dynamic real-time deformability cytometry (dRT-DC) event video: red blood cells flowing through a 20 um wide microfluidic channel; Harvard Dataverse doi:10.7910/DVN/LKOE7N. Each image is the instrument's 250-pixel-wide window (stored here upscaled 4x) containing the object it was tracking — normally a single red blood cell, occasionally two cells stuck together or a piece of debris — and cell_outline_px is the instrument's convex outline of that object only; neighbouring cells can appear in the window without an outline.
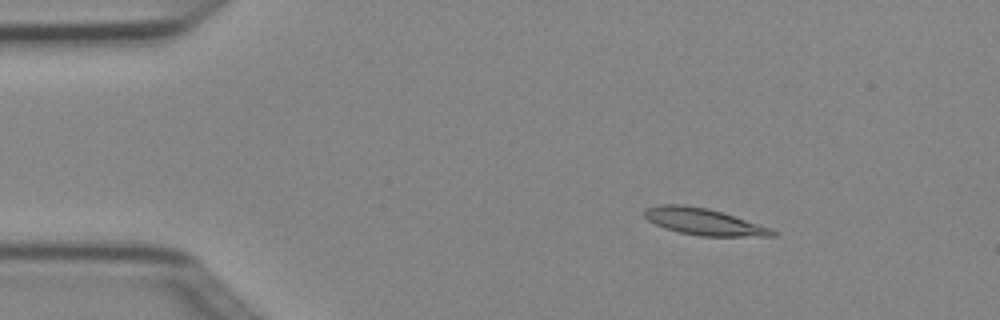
{"species": "Egyptian fruit bat (a non-hibernating species)", "species_latin": "Rousettus aegyptiacus", "temperature_condition": "cold", "stored_images_in_passage": 4, "camera_frame_rate_fps": 3000, "um_per_image_px": 0.085, "animal": {"sex": "female"}, "frame": {"image": 1, "passage_image": 2, "time_ms": 0.333, "image_size_px": [1000, 320], "cell_outline_px": [[776, 236], [700, 236], [680, 232], [664, 228], [648, 220], [644, 216], [644, 208], [660, 204], [684, 204], [708, 208], [724, 212], [772, 228], [776, 232]], "centroid_in_image_um": [59.82, 18.83], "position_along_channel_um": 25.2, "area_um2": 20.06}}
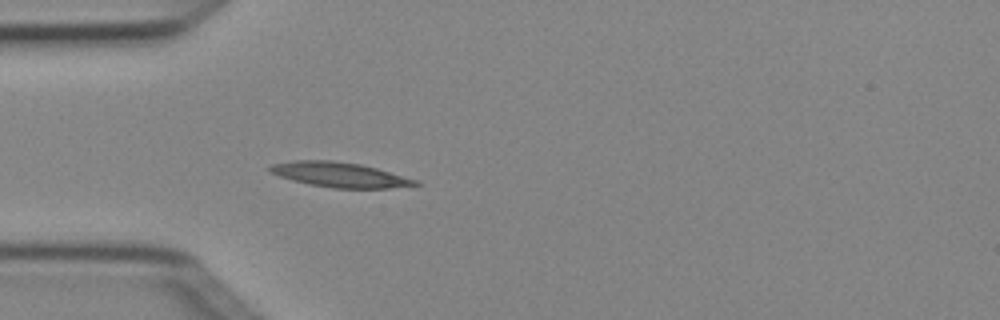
{"frame": {"image": 2, "passage_image": 4, "time_ms": 1.0, "image_size_px": [1000, 320], "cell_outline_px": [[420, 184], [388, 188], [332, 188], [292, 180], [268, 172], [268, 168], [272, 164], [292, 160], [332, 160], [360, 164], [376, 168], [420, 180]], "centroid_in_image_um": [28.87, 14.84], "position_along_channel_um": 56.1, "area_um2": 21.04}}